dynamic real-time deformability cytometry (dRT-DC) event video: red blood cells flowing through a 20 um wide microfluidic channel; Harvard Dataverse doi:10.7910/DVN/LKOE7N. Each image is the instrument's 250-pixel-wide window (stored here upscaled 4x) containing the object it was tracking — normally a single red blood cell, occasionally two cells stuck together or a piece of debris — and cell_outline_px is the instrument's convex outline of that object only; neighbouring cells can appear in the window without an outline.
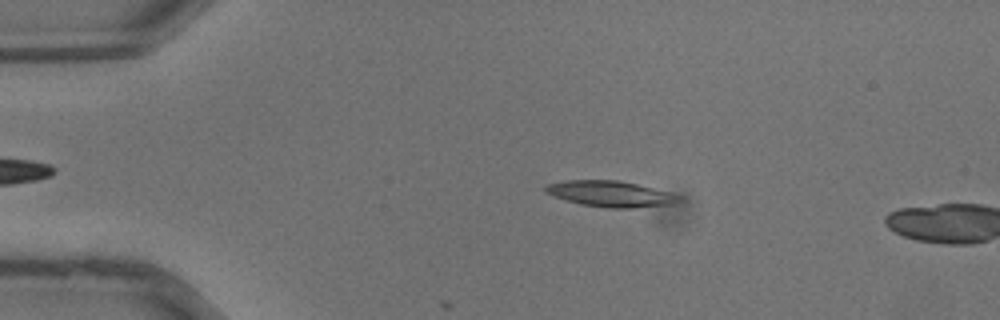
{"species": "common noctule bat (a hibernating species)", "species_latin": "Nyctalus noctula", "temperature_condition": "warm", "stored_images_in_passage": 7, "camera_frame_rate_fps": 3000, "um_per_image_px": 0.085, "animal": {"sex": "male", "body_mass_g": 13.3}, "frame": {"image": 1, "passage_image": 1, "time_ms": 0.0, "image_size_px": [1000, 320], "cell_outline_px": [[684, 200], [676, 204], [632, 208], [612, 208], [580, 204], [552, 196], [544, 192], [544, 184], [568, 180], [616, 180], [636, 184], [684, 196]], "centroid_in_image_um": [51.91, 16.48], "position_along_channel_um": 33.1, "area_um2": 20.35}}
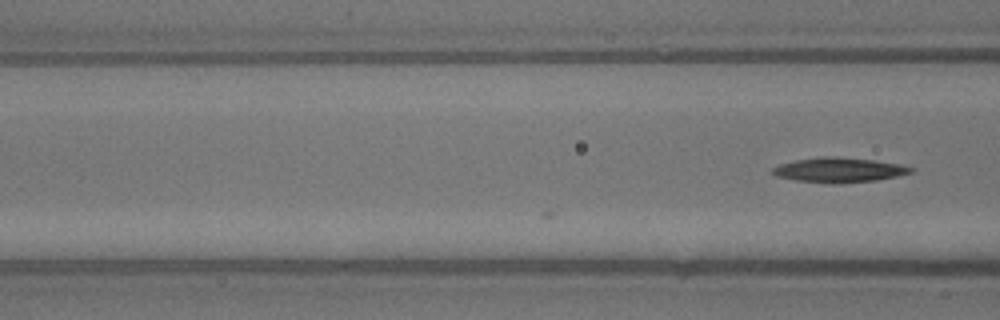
{"frame": {"image": 2, "passage_image": 7, "time_ms": 2.0, "image_size_px": [1000, 320], "cell_outline_px": [[916, 168], [912, 172], [896, 176], [876, 180], [832, 184], [796, 180], [776, 176], [772, 172], [772, 168], [780, 164], [796, 160], [820, 156], [836, 156], [872, 160], [900, 164]], "centroid_in_image_um": [71.31, 14.44], "position_along_channel_um": 95.3, "area_um2": 19.88}}